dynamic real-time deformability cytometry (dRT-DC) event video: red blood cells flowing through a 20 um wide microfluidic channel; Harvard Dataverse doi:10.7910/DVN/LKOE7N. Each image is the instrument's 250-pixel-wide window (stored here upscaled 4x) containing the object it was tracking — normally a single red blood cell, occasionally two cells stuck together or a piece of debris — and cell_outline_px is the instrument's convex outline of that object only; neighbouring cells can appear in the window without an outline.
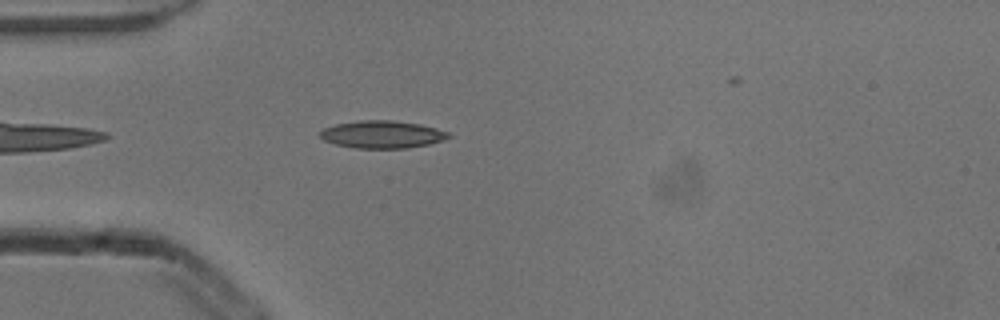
{"species": "common noctule bat (a hibernating species)", "species_latin": "Nyctalus noctula", "temperature_condition": "cold", "stored_images_in_passage": 6, "camera_frame_rate_fps": 3000, "um_per_image_px": 0.085, "animal": {"sex": "male", "body_mass_g": 13.3}, "frame": {"image": 1, "passage_image": 5, "time_ms": 1.333, "image_size_px": [1000, 320], "cell_outline_px": [[452, 136], [428, 144], [408, 148], [356, 148], [336, 144], [324, 140], [320, 136], [320, 132], [324, 128], [336, 124], [360, 120], [392, 120], [420, 124], [436, 128], [448, 132]], "centroid_in_image_um": [32.48, 11.42], "position_along_channel_um": 52.5, "area_um2": 20.4}}